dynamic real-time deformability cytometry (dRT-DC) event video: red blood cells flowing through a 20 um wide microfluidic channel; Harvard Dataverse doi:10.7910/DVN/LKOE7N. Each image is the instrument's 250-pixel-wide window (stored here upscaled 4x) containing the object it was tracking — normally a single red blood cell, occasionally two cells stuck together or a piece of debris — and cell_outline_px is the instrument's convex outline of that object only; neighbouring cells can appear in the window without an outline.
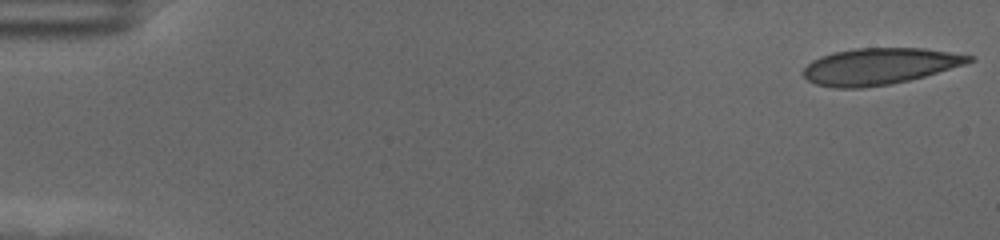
{"species": "human", "species_latin": "Homo sapiens", "temperature_condition": "cold", "stored_images_in_passage": 57, "camera_frame_rate_fps": 3000, "um_per_image_px": 0.085, "donor": {"sex": "female"}, "frame": {"image": 1, "passage_image": 1, "time_ms": 0.0, "image_size_px": [1000, 240], "cell_outline_px": [[972, 60], [964, 64], [924, 76], [908, 80], [888, 84], [860, 88], [836, 88], [816, 84], [808, 80], [804, 76], [804, 68], [812, 60], [820, 56], [836, 52], [856, 48], [920, 48], [948, 52], [972, 56]], "centroid_in_image_um": [74.7, 5.63], "position_along_channel_um": 10.3, "area_um2": 34.56}}
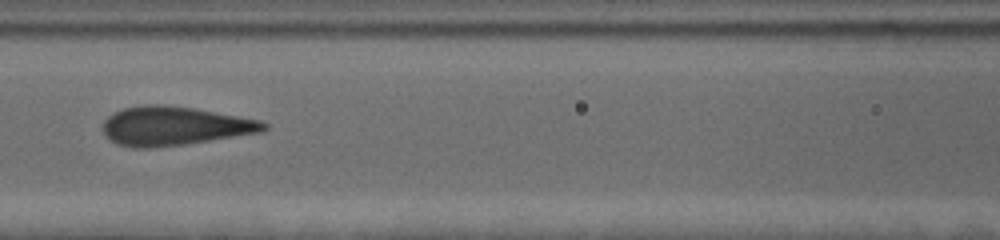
{"frame": {"image": 2, "passage_image": 26, "time_ms": 8.333, "image_size_px": [1000, 240], "cell_outline_px": [[268, 128], [260, 132], [184, 144], [148, 148], [132, 148], [116, 144], [104, 132], [104, 120], [108, 116], [124, 108], [144, 104], [160, 104], [192, 108], [260, 120], [268, 124]], "centroid_in_image_um": [14.8, 10.71], "position_along_channel_um": 151.8, "area_um2": 35.95}}
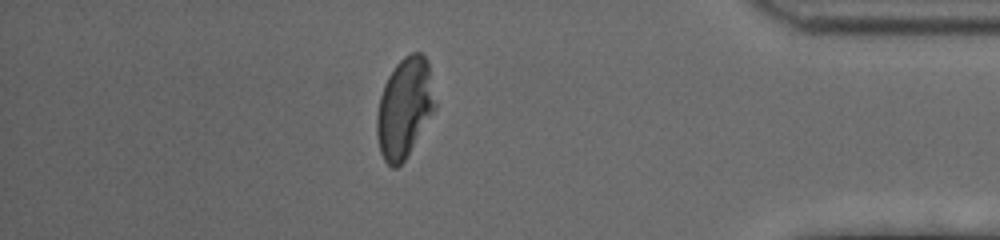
{"frame": {"image": 3, "passage_image": 50, "time_ms": 16.333, "image_size_px": [1000, 240], "cell_outline_px": [[436, 108], [404, 160], [396, 168], [392, 168], [384, 160], [380, 152], [376, 132], [376, 116], [380, 96], [384, 84], [388, 76], [396, 64], [404, 56], [412, 52], [420, 52], [428, 60], [436, 104]], "centroid_in_image_um": [34.38, 9.14], "position_along_channel_um": 400.8, "area_um2": 33.81}, "authors_computed_cell_mechanics": {"area_um2": 35.6048, "velocity_mm_per_s": 3.5165, "shape_relaxation_time_tau1_ms": 6.6651, "shape_relaxation_time_tau2_ms": null, "deformation_change_tau1": 0.2158, "deformation_change_tau2": null}}